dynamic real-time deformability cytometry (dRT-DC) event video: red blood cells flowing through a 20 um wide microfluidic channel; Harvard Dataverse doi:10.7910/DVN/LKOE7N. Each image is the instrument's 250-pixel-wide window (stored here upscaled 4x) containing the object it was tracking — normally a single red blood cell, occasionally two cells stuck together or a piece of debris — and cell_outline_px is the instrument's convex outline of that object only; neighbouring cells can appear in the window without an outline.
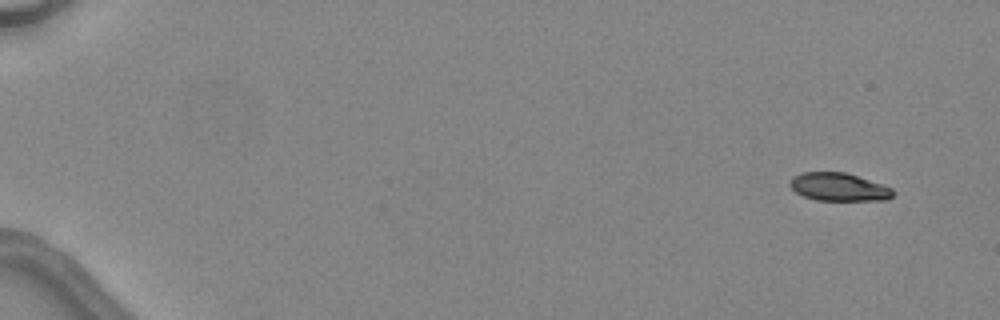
{"species": "common noctule bat (a hibernating species)", "species_latin": "Nyctalus noctula", "temperature_condition": "warm", "stored_images_in_passage": 5, "camera_frame_rate_fps": 3000, "um_per_image_px": 0.085, "animal": {"sex": "female", "body_mass_g": 24.6, "forearm_length_mm": 56.2}, "frame": {"image": 1, "passage_image": 1, "time_ms": 0.0, "image_size_px": [1000, 320], "cell_outline_px": [[896, 192], [888, 200], [816, 200], [804, 196], [796, 192], [788, 184], [792, 176], [800, 172], [844, 172], [892, 188]], "centroid_in_image_um": [71.27, 15.89], "position_along_channel_um": 13.7, "area_um2": 16.76}}
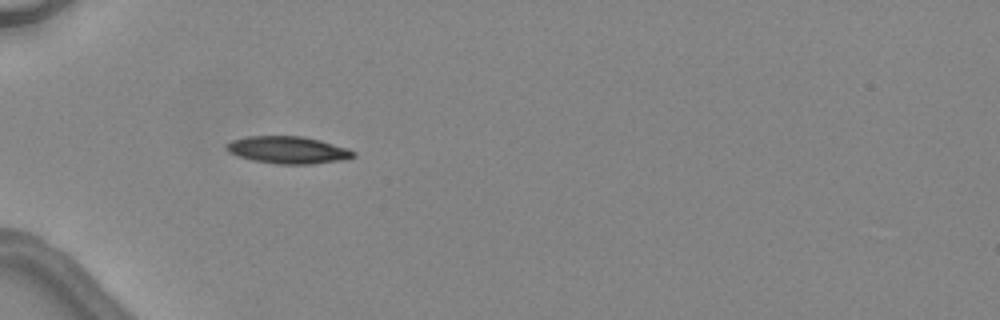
{"frame": {"image": 2, "passage_image": 3, "time_ms": 4.667, "image_size_px": [1000, 320], "cell_outline_px": [[356, 156], [344, 160], [312, 164], [276, 164], [252, 160], [236, 156], [228, 152], [224, 148], [224, 144], [232, 140], [248, 136], [304, 136], [320, 140], [348, 148], [356, 152]], "centroid_in_image_um": [24.46, 12.75], "position_along_channel_um": 60.5, "area_um2": 20.46}}